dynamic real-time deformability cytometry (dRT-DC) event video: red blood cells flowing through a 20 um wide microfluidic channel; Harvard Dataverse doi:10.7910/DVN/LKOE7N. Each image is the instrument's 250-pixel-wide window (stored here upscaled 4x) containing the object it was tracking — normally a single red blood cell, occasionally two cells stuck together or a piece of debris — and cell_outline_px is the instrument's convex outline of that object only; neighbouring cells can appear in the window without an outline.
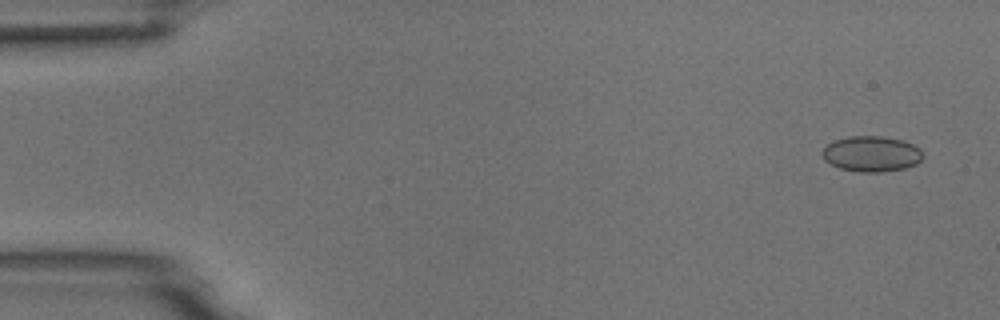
{"species": "common noctule bat (a hibernating species)", "species_latin": "Nyctalus noctula", "temperature_condition": "room temperature", "stored_images_in_passage": 5, "camera_frame_rate_fps": 3000, "um_per_image_px": 0.085, "animal": {"sex": "male", "body_mass_g": 18.8}, "frame": {"image": 1, "passage_image": 1, "time_ms": 0.0, "image_size_px": [1000, 320], "cell_outline_px": [[924, 156], [916, 164], [904, 168], [880, 172], [860, 172], [840, 168], [824, 160], [820, 152], [828, 144], [836, 140], [848, 136], [880, 136], [904, 140], [920, 148], [924, 152]], "centroid_in_image_um": [74.09, 13.07], "position_along_channel_um": 10.9, "area_um2": 20.92}}
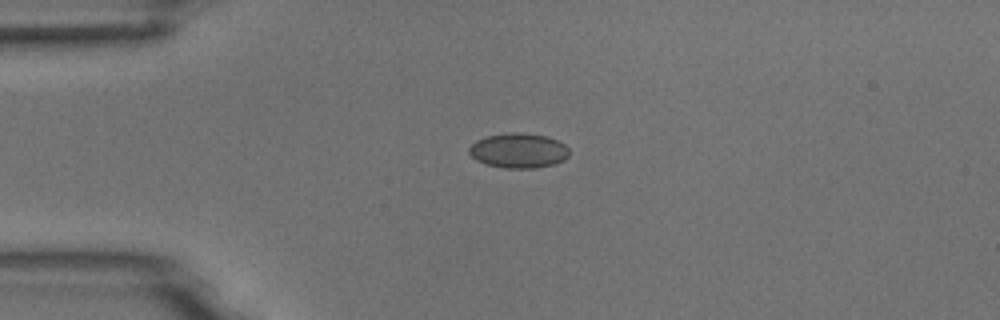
{"frame": {"image": 2, "passage_image": 4, "time_ms": 3.333, "image_size_px": [1000, 320], "cell_outline_px": [[568, 156], [564, 160], [556, 164], [536, 168], [504, 168], [488, 164], [476, 160], [468, 152], [468, 148], [476, 140], [488, 136], [508, 132], [524, 132], [548, 136], [564, 144], [568, 148]], "centroid_in_image_um": [44.09, 12.79], "position_along_channel_um": 40.9, "area_um2": 20.46}}